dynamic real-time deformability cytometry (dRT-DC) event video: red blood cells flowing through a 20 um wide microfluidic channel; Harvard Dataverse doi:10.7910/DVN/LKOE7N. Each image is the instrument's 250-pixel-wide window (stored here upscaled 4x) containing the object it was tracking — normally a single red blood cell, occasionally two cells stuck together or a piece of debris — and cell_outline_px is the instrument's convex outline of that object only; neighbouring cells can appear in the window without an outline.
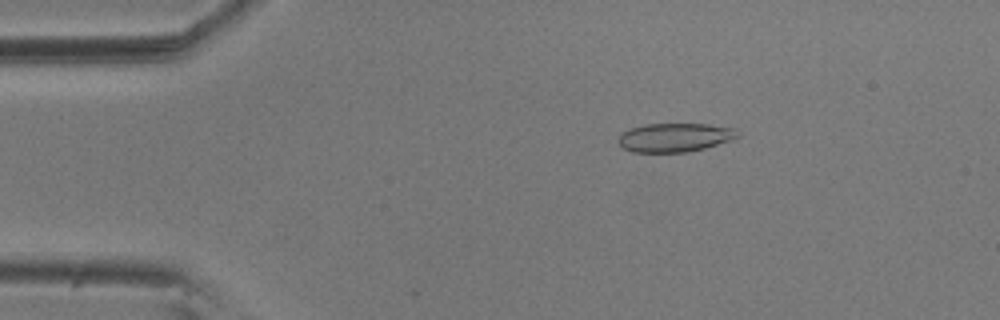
{"species": "common noctule bat (a hibernating species)", "species_latin": "Nyctalus noctula", "temperature_condition": "room temperature", "stored_images_in_passage": 55, "camera_frame_rate_fps": 3000, "um_per_image_px": 0.085, "animal": {"sex": "male", "body_mass_g": 20.5, "forearm_length_mm": 52.5}, "frame": {"image": 1, "passage_image": 9, "time_ms": 2.667, "image_size_px": [1000, 320], "cell_outline_px": [[740, 136], [732, 140], [704, 148], [688, 152], [632, 152], [624, 148], [616, 140], [628, 128], [644, 124], [708, 124], [736, 128], [740, 132]], "centroid_in_image_um": [57.39, 11.68], "position_along_channel_um": 27.6, "area_um2": 20.17}}
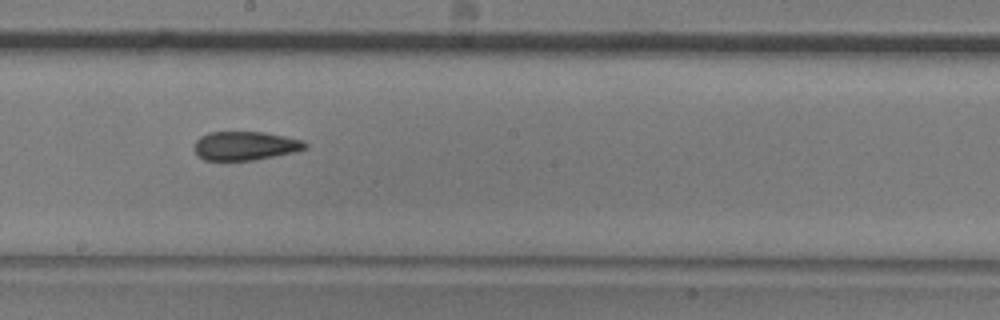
{"frame": {"image": 2, "passage_image": 30, "time_ms": 9.667, "image_size_px": [1000, 320], "cell_outline_px": [[308, 148], [292, 152], [256, 160], [204, 160], [196, 156], [196, 140], [200, 136], [208, 132], [264, 132], [304, 140], [308, 144]], "centroid_in_image_um": [20.85, 12.39], "position_along_channel_um": 227.3, "area_um2": 18.61}}
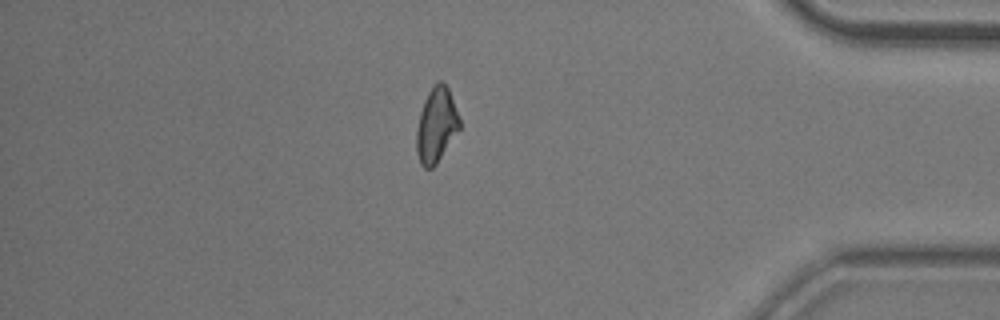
{"frame": {"image": 3, "passage_image": 47, "time_ms": 15.333, "image_size_px": [1000, 320], "cell_outline_px": [[460, 128], [436, 164], [432, 168], [424, 168], [420, 164], [416, 152], [416, 132], [420, 112], [424, 100], [428, 92], [436, 80], [440, 80], [448, 88], [460, 120]], "centroid_in_image_um": [37.06, 10.64], "position_along_channel_um": 398.1, "area_um2": 18.67}, "authors_computed_cell_mechanics": {"area_um2": 19.363, "velocity_mm_per_s": 3.6276, "shape_relaxation_time_tau1_ms": 8.2943, "shape_relaxation_time_tau2_ms": 1.4909, "deformation_change_tau1": 0.165, "deformation_change_tau2": 0.0817}}